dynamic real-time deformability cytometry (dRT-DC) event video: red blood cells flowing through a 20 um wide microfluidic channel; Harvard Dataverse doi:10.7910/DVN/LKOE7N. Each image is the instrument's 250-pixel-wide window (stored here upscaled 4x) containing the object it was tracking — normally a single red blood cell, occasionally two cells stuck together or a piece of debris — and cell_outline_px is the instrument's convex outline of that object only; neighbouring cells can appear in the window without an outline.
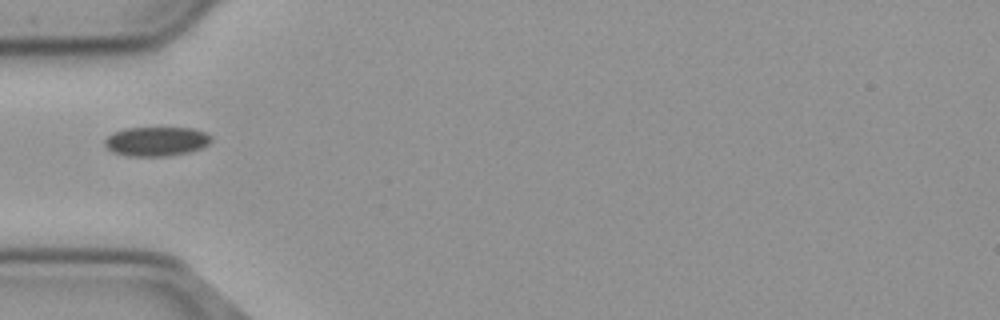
{"species": "common noctule bat (a hibernating species)", "species_latin": "Nyctalus noctula", "temperature_condition": "cold", "stored_images_in_passage": 6, "camera_frame_rate_fps": 3000, "um_per_image_px": 0.085, "animal": {"sex": "male", "body_mass_g": 23.1, "forearm_length_mm": 52.7}, "frame": {"image": 1, "passage_image": 1, "time_ms": 0.0, "image_size_px": [1000, 320], "cell_outline_px": [[212, 140], [208, 144], [200, 148], [188, 152], [168, 156], [128, 156], [112, 152], [104, 144], [104, 140], [112, 132], [124, 128], [192, 128], [204, 132], [212, 136]], "centroid_in_image_um": [13.27, 12.01], "position_along_channel_um": 71.7, "area_um2": 18.21}}